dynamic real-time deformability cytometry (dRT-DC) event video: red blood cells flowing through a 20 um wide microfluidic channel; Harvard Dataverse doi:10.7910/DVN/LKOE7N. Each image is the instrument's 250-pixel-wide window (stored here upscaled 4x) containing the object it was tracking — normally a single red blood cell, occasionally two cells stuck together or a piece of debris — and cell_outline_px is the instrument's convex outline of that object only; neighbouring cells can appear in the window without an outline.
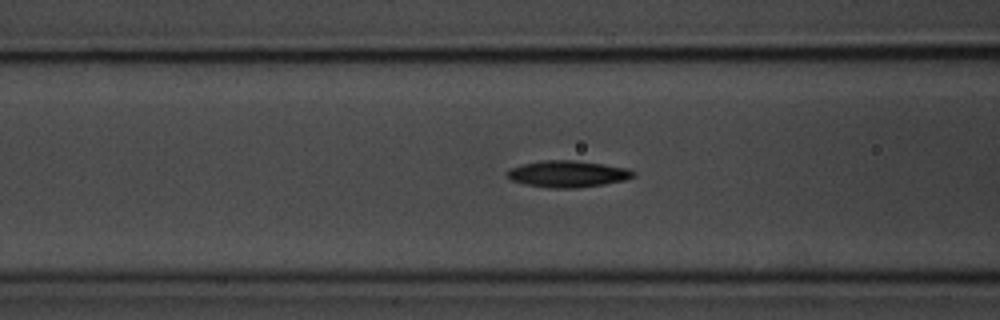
{"species": "common noctule bat (a hibernating species)", "species_latin": "Nyctalus noctula", "temperature_condition": "room temperature", "stored_images_in_passage": 34, "camera_frame_rate_fps": 3000, "um_per_image_px": 0.085, "animal": {"sex": "male", "body_mass_g": 20.1, "forearm_length_mm": 53.5}, "frame": {"image": 1, "passage_image": 10, "time_ms": 3.0, "image_size_px": [1000, 320], "cell_outline_px": [[636, 176], [624, 180], [604, 184], [576, 188], [552, 188], [524, 184], [512, 180], [508, 176], [508, 168], [520, 164], [544, 160], [572, 160], [628, 168], [636, 172]], "centroid_in_image_um": [48.25, 14.78], "position_along_channel_um": 118.3, "area_um2": 19.48}}